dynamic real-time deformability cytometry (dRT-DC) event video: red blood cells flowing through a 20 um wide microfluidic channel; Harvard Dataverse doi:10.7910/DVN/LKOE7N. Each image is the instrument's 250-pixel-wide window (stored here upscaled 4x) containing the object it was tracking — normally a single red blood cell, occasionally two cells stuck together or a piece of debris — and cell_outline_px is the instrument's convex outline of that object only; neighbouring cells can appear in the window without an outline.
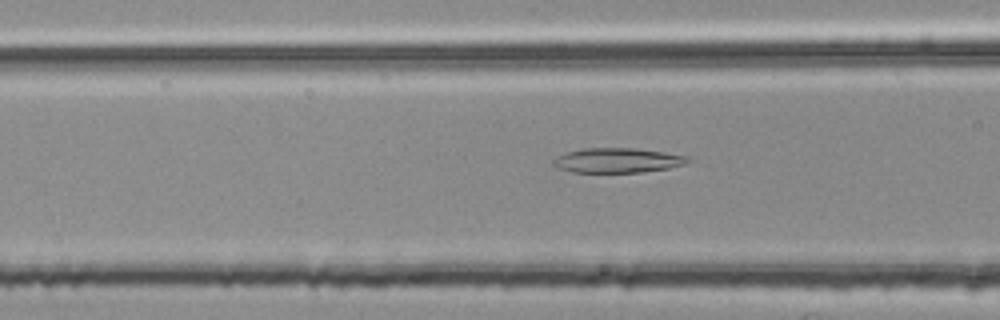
{"species": "common noctule bat (a hibernating species)", "species_latin": "Nyctalus noctula", "temperature_condition": "room temperature", "stored_images_in_passage": 49, "camera_frame_rate_fps": 3000, "um_per_image_px": 0.085, "animal": {"sex": "female", "body_mass_g": 25.1}, "frame": {"image": 1, "passage_image": 16, "time_ms": 5.0, "image_size_px": [1000, 320], "cell_outline_px": [[692, 160], [684, 164], [668, 168], [640, 172], [572, 172], [560, 168], [552, 164], [552, 160], [568, 152], [584, 148], [636, 148], [664, 152], [688, 156]], "centroid_in_image_um": [52.52, 13.63], "position_along_channel_um": 114.1, "area_um2": 19.19}}
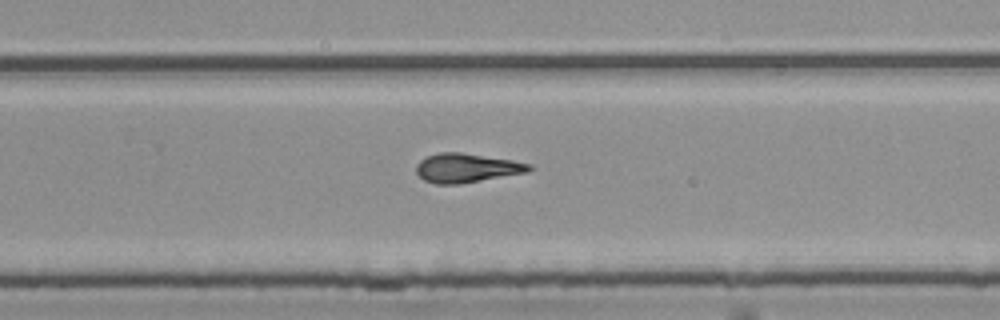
{"frame": {"image": 2, "passage_image": 30, "time_ms": 9.667, "image_size_px": [1000, 320], "cell_outline_px": [[532, 168], [528, 172], [460, 184], [436, 184], [424, 180], [416, 172], [416, 164], [420, 160], [428, 156], [440, 152], [460, 152], [512, 160], [532, 164]], "centroid_in_image_um": [39.66, 14.28], "position_along_channel_um": 290.1, "area_um2": 19.07}}
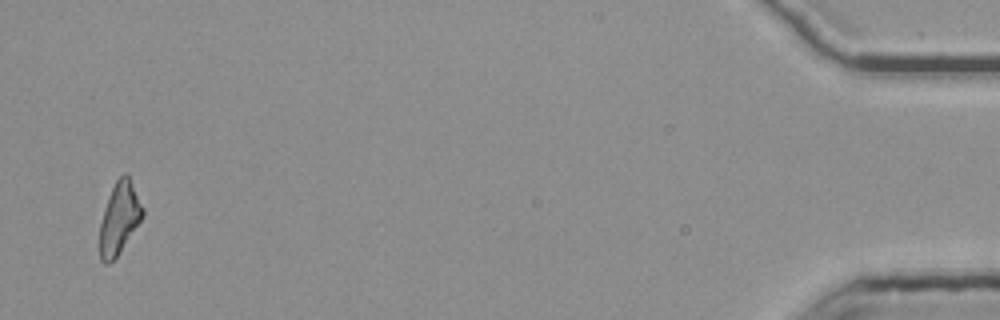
{"frame": {"image": 3, "passage_image": 48, "time_ms": 15.667, "image_size_px": [1000, 320], "cell_outline_px": [[144, 216], [116, 256], [108, 264], [104, 264], [100, 260], [100, 224], [104, 208], [112, 188], [116, 180], [124, 172], [128, 176], [144, 208]], "centroid_in_image_um": [10.14, 18.55], "position_along_channel_um": 425.1, "area_um2": 17.57}, "authors_computed_cell_mechanics": {"area_um2": 18.785, "velocity_mm_per_s": 3.776, "shape_relaxation_time_tau1_ms": null, "shape_relaxation_time_tau2_ms": 4.8592, "deformation_change_tau1": null, "deformation_change_tau2": 0.1603}}